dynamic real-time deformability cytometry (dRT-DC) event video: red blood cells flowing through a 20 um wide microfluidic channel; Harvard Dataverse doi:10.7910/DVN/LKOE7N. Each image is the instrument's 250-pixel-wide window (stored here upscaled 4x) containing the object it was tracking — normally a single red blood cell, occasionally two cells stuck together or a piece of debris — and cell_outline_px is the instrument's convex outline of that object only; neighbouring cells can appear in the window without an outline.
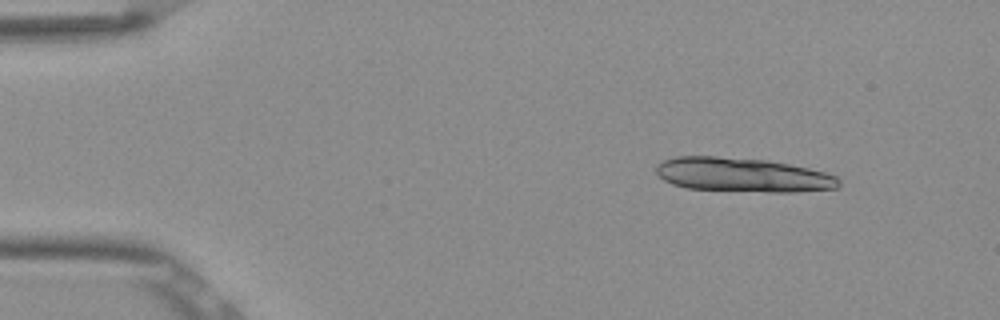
{"species": "Egyptian fruit bat (a non-hibernating species)", "species_latin": "Rousettus aegyptiacus", "temperature_condition": "room temperature", "stored_images_in_passage": 10, "camera_frame_rate_fps": 3000, "um_per_image_px": 0.085, "frame": {"image": 1, "passage_image": 1, "time_ms": 0.0, "image_size_px": [1000, 320], "cell_outline_px": [[840, 184], [836, 188], [796, 192], [768, 192], [688, 188], [672, 184], [664, 180], [656, 172], [656, 164], [664, 160], [676, 156], [716, 156], [768, 160], [808, 168], [824, 172], [836, 176], [840, 180]], "centroid_in_image_um": [63.12, 14.86], "position_along_channel_um": 21.9, "area_um2": 36.36}}